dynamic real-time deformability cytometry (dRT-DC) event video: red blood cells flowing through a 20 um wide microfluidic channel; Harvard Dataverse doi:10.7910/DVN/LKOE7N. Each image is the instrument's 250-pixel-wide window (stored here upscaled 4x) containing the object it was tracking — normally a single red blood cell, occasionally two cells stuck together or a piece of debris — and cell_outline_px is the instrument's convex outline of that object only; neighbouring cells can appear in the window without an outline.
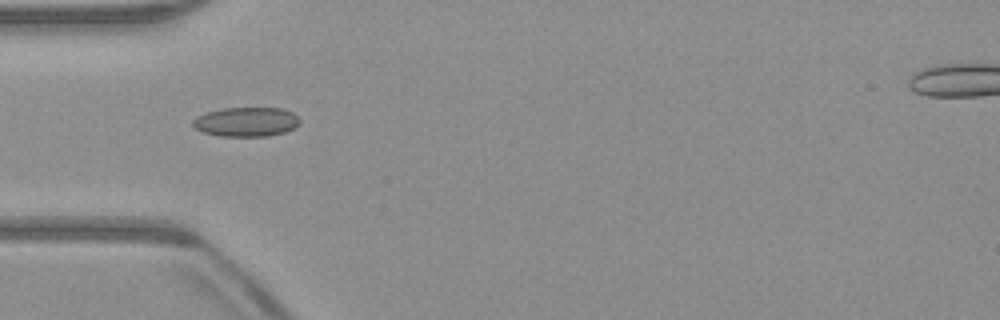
{"species": "common noctule bat (a hibernating species)", "species_latin": "Nyctalus noctula", "temperature_condition": "warm", "stored_images_in_passage": 39, "camera_frame_rate_fps": 3000, "um_per_image_px": 0.085, "animal": {"sex": "male", "body_mass_g": 23.1, "forearm_length_mm": 52.7}, "frame": {"image": 1, "passage_image": 3, "time_ms": 0.667, "image_size_px": [1000, 320], "cell_outline_px": [[300, 124], [284, 132], [268, 136], [220, 136], [204, 132], [196, 128], [192, 124], [192, 120], [196, 116], [204, 112], [220, 108], [280, 108], [292, 112], [300, 120]], "centroid_in_image_um": [20.9, 10.35], "position_along_channel_um": 64.1, "area_um2": 18.32}}
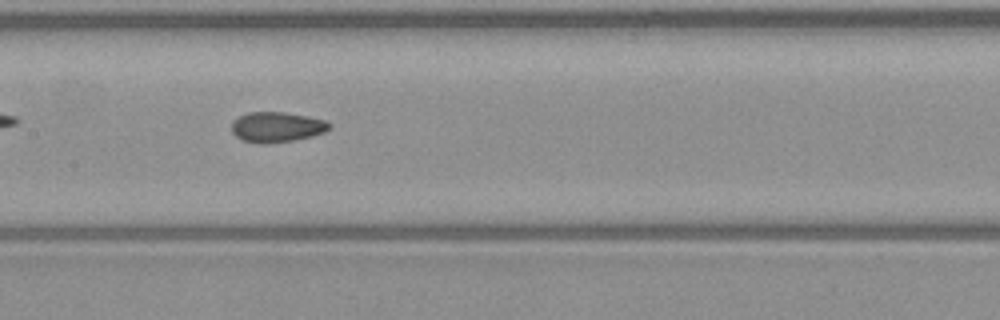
{"frame": {"image": 2, "passage_image": 12, "time_ms": 3.667, "image_size_px": [1000, 320], "cell_outline_px": [[332, 124], [324, 132], [312, 136], [296, 140], [268, 144], [260, 144], [240, 140], [232, 132], [232, 120], [248, 112], [284, 112], [324, 120]], "centroid_in_image_um": [23.48, 10.81], "position_along_channel_um": 183.9, "area_um2": 17.28}}
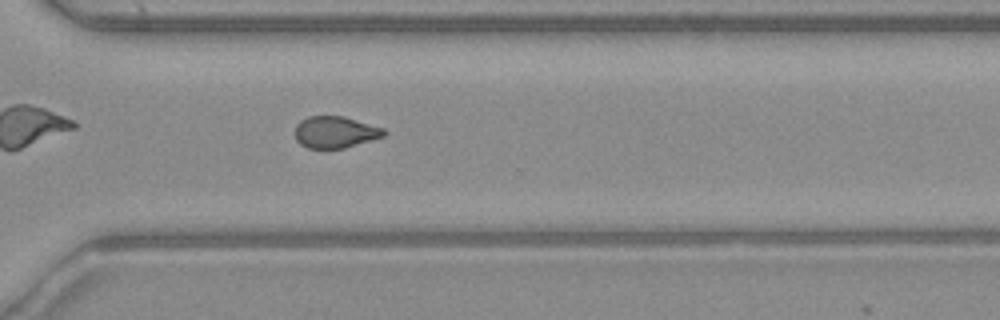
{"frame": {"image": 3, "passage_image": 24, "time_ms": 7.667, "image_size_px": [1000, 320], "cell_outline_px": [[384, 136], [344, 148], [308, 148], [300, 144], [296, 140], [296, 124], [300, 120], [308, 116], [344, 116], [384, 128]], "centroid_in_image_um": [28.47, 11.22], "position_along_channel_um": 342.1, "area_um2": 16.3}, "authors_computed_cell_mechanics": {"area_um2": 17.1666, "velocity_mm_per_s": 3.9664, "shape_relaxation_time_tau1_ms": null, "shape_relaxation_time_tau2_ms": 2.1764, "deformation_change_tau1": null, "deformation_change_tau2": 0.0766}}